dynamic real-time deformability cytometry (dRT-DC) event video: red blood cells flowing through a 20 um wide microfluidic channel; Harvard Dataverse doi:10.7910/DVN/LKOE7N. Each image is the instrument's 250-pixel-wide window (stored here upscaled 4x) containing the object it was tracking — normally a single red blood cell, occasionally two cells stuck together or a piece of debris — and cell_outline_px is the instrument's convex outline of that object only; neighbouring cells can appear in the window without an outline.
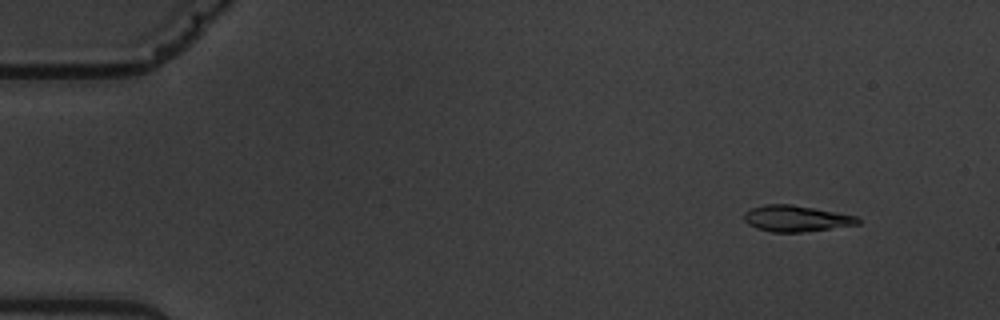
{"species": "common noctule bat (a hibernating species)", "species_latin": "Nyctalus noctula", "temperature_condition": "warm", "stored_images_in_passage": 6, "camera_frame_rate_fps": 3000, "um_per_image_px": 0.085, "animal": {"sex": "male", "body_mass_g": 19.5, "forearm_length_mm": 54.6}, "frame": {"image": 1, "passage_image": 2, "time_ms": 1.0, "image_size_px": [1000, 320], "cell_outline_px": [[860, 224], [800, 232], [772, 232], [756, 228], [748, 224], [744, 220], [744, 212], [752, 208], [764, 204], [792, 204], [856, 216], [860, 220]], "centroid_in_image_um": [67.63, 18.57], "position_along_channel_um": 17.4, "area_um2": 17.17}}